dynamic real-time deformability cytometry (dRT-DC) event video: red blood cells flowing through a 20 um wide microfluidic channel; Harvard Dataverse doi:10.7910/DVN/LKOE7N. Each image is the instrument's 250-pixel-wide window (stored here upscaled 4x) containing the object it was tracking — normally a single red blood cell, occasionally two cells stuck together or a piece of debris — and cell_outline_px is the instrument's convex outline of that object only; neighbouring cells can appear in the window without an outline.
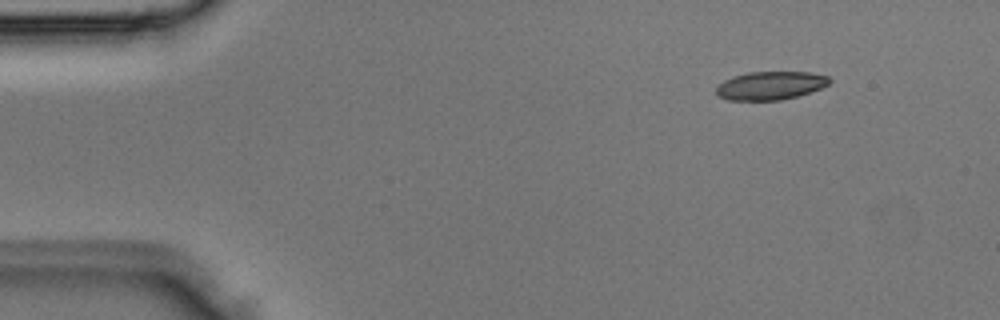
{"species": "Egyptian fruit bat (a non-hibernating species)", "species_latin": "Rousettus aegyptiacus", "temperature_condition": "room temperature", "stored_images_in_passage": 3, "camera_frame_rate_fps": 3000, "um_per_image_px": 0.085, "animal": {"sex": "male"}, "frame": {"image": 1, "passage_image": 1, "time_ms": 0.0, "image_size_px": [1000, 320], "cell_outline_px": [[832, 80], [828, 84], [820, 88], [796, 96], [780, 100], [728, 100], [720, 96], [716, 92], [716, 88], [724, 80], [732, 76], [748, 72], [808, 72], [828, 76]], "centroid_in_image_um": [65.47, 7.26], "position_along_channel_um": 19.5, "area_um2": 18.5}}
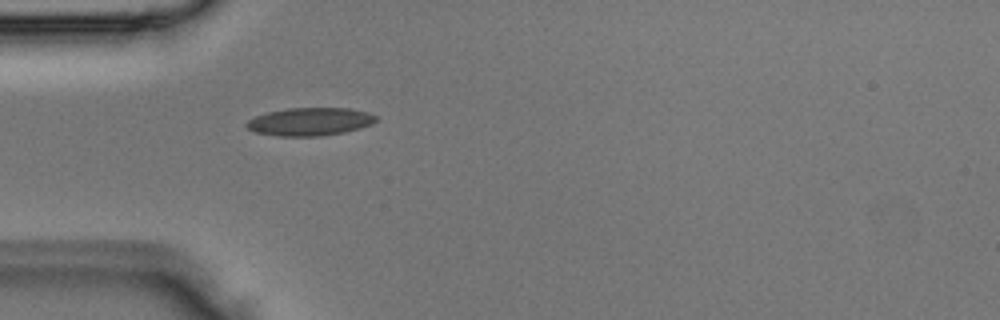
{"frame": {"image": 2, "passage_image": 3, "time_ms": 0.667, "image_size_px": [1000, 320], "cell_outline_px": [[376, 120], [372, 124], [360, 128], [344, 132], [320, 136], [276, 136], [256, 132], [248, 128], [244, 124], [248, 120], [256, 116], [268, 112], [288, 108], [348, 108], [368, 112], [376, 116]], "centroid_in_image_um": [26.34, 10.34], "position_along_channel_um": 58.7, "area_um2": 21.04}}